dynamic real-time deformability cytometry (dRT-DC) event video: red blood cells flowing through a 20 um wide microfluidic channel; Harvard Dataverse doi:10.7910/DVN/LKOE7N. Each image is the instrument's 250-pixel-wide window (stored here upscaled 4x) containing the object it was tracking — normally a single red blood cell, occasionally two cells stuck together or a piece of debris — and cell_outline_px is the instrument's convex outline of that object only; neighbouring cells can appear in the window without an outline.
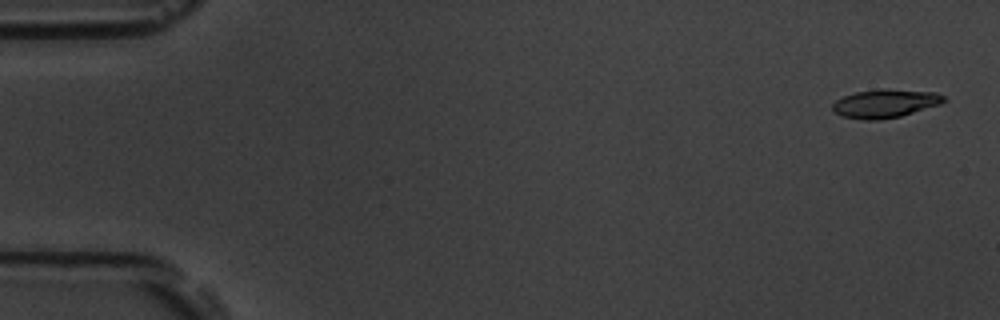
{"species": "common noctule bat (a hibernating species)", "species_latin": "Nyctalus noctula", "temperature_condition": "room temperature", "stored_images_in_passage": 13, "camera_frame_rate_fps": 3000, "um_per_image_px": 0.085, "animal": {"sex": "male", "body_mass_g": 19.5, "forearm_length_mm": 54.6}, "frame": {"image": 1, "passage_image": 2, "time_ms": 0.333, "image_size_px": [1000, 320], "cell_outline_px": [[948, 100], [940, 104], [900, 116], [880, 120], [860, 120], [840, 116], [832, 108], [832, 104], [836, 100], [844, 96], [856, 92], [884, 88], [888, 88], [936, 92], [944, 96]], "centroid_in_image_um": [75.24, 8.79], "position_along_channel_um": 9.8, "area_um2": 18.61}}